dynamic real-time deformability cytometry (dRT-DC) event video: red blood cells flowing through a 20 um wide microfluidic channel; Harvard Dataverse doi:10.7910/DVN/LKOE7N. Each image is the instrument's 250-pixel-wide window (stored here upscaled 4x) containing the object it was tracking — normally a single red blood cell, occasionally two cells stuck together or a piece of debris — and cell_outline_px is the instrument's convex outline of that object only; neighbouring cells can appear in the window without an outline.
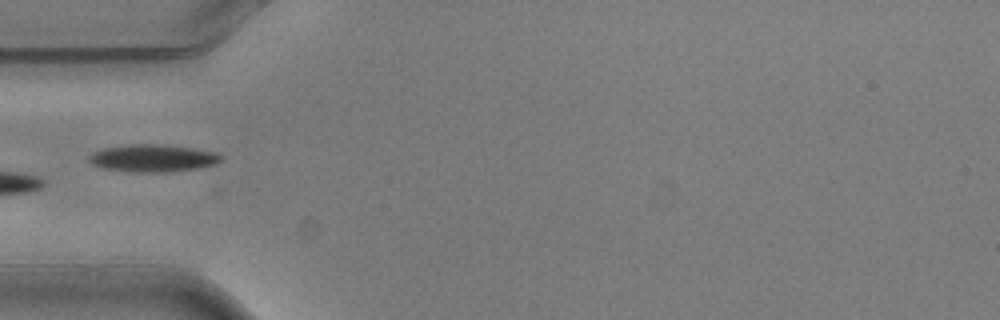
{"species": "common noctule bat (a hibernating species)", "species_latin": "Nyctalus noctula", "temperature_condition": "warm", "stored_images_in_passage": 8, "camera_frame_rate_fps": 3000, "um_per_image_px": 0.085, "animal": {"sex": "male", "body_mass_g": 20.5, "forearm_length_mm": 52.5}, "frame": {"image": 1, "passage_image": 5, "time_ms": 1.333, "image_size_px": [1000, 320], "cell_outline_px": [[224, 156], [216, 164], [200, 168], [172, 172], [128, 172], [100, 168], [92, 164], [88, 160], [88, 156], [92, 152], [104, 148], [132, 144], [164, 144], [192, 148], [216, 152]], "centroid_in_image_um": [12.99, 13.45], "position_along_channel_um": 72.0, "area_um2": 21.44}}
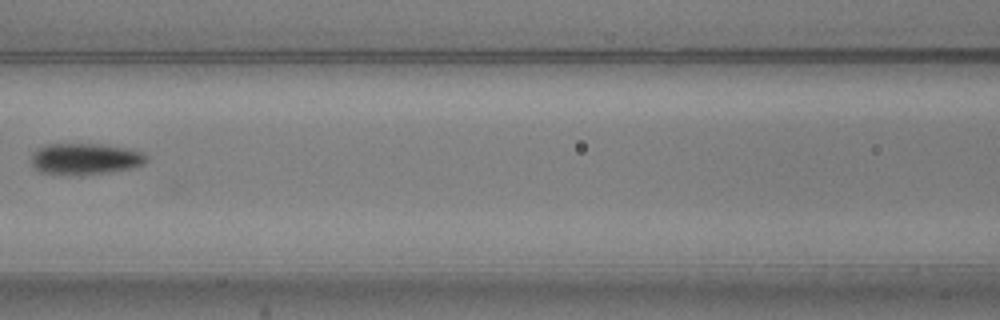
{"frame": {"image": 2, "passage_image": 7, "time_ms": 2.0, "image_size_px": [1000, 320], "cell_outline_px": [[148, 160], [144, 164], [132, 168], [80, 176], [72, 176], [40, 172], [32, 164], [32, 152], [36, 148], [48, 144], [100, 144], [124, 148], [140, 152], [148, 156]], "centroid_in_image_um": [7.21, 13.52], "position_along_channel_um": 159.4, "area_um2": 21.15}}
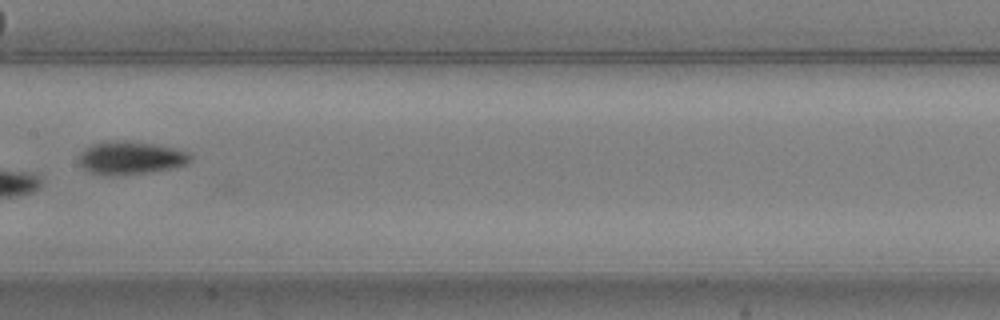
{"frame": {"image": 3, "passage_image": 8, "time_ms": 2.333, "image_size_px": [1000, 320], "cell_outline_px": [[192, 160], [188, 164], [176, 168], [152, 172], [112, 176], [88, 172], [80, 164], [80, 152], [84, 148], [92, 144], [124, 140], [128, 140], [152, 144], [172, 148], [188, 152], [192, 156]], "centroid_in_image_um": [11.14, 13.44], "position_along_channel_um": 196.3, "area_um2": 21.56}}